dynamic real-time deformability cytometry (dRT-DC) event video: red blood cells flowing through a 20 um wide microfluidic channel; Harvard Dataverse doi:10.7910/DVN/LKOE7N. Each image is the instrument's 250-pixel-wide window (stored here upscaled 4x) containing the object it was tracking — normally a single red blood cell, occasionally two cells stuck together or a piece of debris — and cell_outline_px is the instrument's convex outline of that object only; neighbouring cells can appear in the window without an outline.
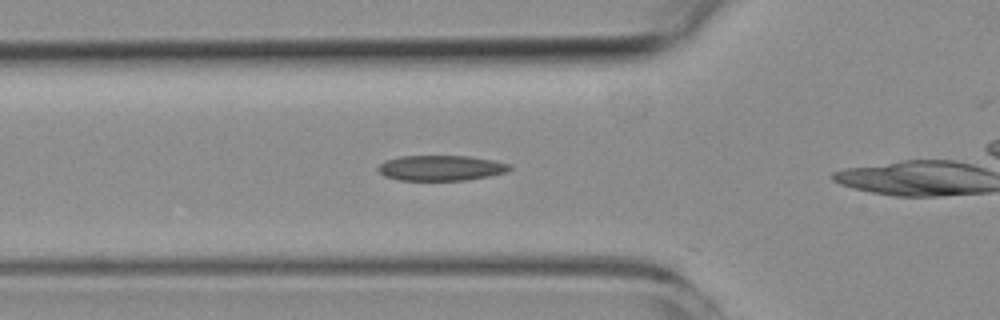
{"species": "common noctule bat (a hibernating species)", "species_latin": "Nyctalus noctula", "temperature_condition": "room temperature", "stored_images_in_passage": 4, "camera_frame_rate_fps": 3000, "um_per_image_px": 0.085, "animal": {"sex": "female", "body_mass_g": 19.3, "forearm_length_mm": 54.1}, "frame": {"image": 1, "passage_image": 3, "time_ms": 3.333, "image_size_px": [1000, 320], "cell_outline_px": [[512, 168], [508, 172], [468, 180], [400, 180], [384, 176], [376, 168], [384, 160], [400, 156], [468, 156], [492, 160], [512, 164]], "centroid_in_image_um": [37.49, 14.27], "position_along_channel_um": 88.3, "area_um2": 19.54}}